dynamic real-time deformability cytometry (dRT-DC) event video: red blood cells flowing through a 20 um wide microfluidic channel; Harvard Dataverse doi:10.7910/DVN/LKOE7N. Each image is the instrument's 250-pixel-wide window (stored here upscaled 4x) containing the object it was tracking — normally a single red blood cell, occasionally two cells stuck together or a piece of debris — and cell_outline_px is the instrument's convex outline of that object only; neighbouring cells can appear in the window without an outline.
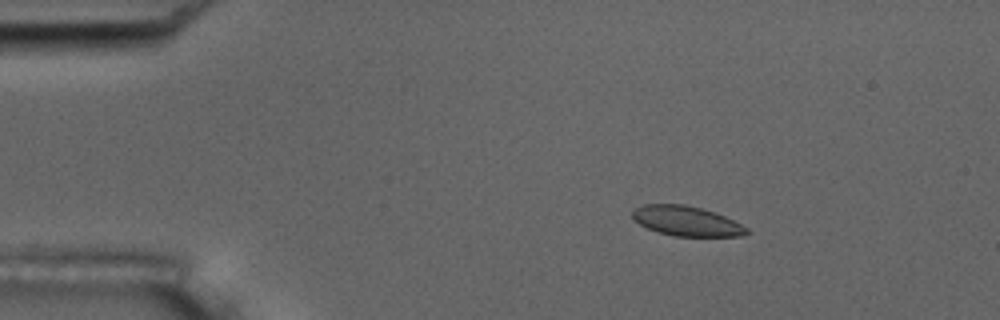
{"species": "common noctule bat (a hibernating species)", "species_latin": "Nyctalus noctula", "temperature_condition": "room temperature", "stored_images_in_passage": 54, "camera_frame_rate_fps": 3000, "um_per_image_px": 0.085, "animal": {"sex": "male", "body_mass_g": 17.5, "forearm_length_mm": 52.3}, "frame": {"image": 1, "passage_image": 8, "time_ms": 2.333, "image_size_px": [1000, 320], "cell_outline_px": [[752, 232], [740, 236], [672, 236], [656, 232], [632, 220], [632, 212], [636, 208], [644, 204], [684, 204], [716, 212], [748, 228]], "centroid_in_image_um": [58.34, 18.79], "position_along_channel_um": 26.7, "area_um2": 19.94}}
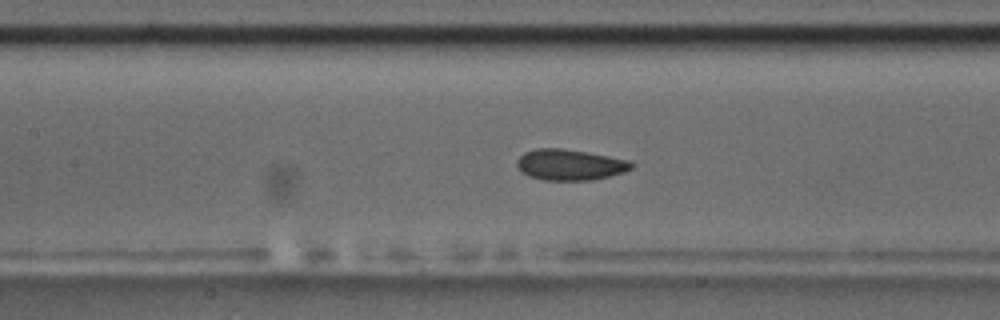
{"frame": {"image": 2, "passage_image": 24, "time_ms": 7.667, "image_size_px": [1000, 320], "cell_outline_px": [[632, 168], [624, 172], [592, 180], [544, 180], [528, 176], [520, 172], [516, 168], [516, 160], [524, 152], [536, 148], [560, 148], [632, 160]], "centroid_in_image_um": [48.39, 14.0], "position_along_channel_um": 159.0, "area_um2": 20.69}}
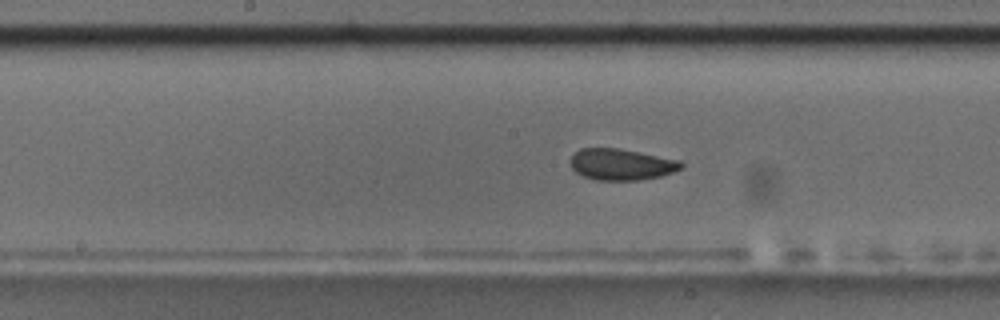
{"frame": {"image": 3, "passage_image": 27, "time_ms": 8.667, "image_size_px": [1000, 320], "cell_outline_px": [[684, 168], [660, 176], [640, 180], [596, 180], [584, 176], [576, 172], [568, 164], [568, 160], [580, 148], [620, 148], [680, 160], [684, 164]], "centroid_in_image_um": [52.81, 13.97], "position_along_channel_um": 195.4, "area_um2": 20.4}, "authors_computed_cell_mechanics": {"area_um2": 20.6924, "velocity_mm_per_s": 3.6855, "shape_relaxation_time_tau1_ms": 6.5363, "shape_relaxation_time_tau2_ms": 1.4807, "deformation_change_tau1": 0.1113, "deformation_change_tau2": 0.0735}}